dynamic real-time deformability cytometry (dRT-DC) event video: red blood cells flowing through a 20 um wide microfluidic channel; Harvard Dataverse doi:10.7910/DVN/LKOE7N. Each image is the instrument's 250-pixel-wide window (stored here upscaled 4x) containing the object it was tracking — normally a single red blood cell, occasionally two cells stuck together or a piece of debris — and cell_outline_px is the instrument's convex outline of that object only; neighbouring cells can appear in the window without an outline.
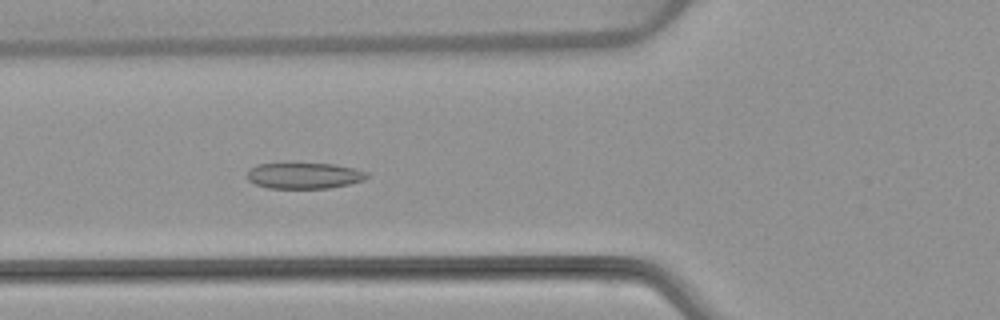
{"species": "common noctule bat (a hibernating species)", "species_latin": "Nyctalus noctula", "temperature_condition": "warm", "stored_images_in_passage": 52, "camera_frame_rate_fps": 3000, "um_per_image_px": 0.085, "animal": {"sex": "female", "body_mass_g": 22.7, "forearm_length_mm": 54.2}, "frame": {"image": 1, "passage_image": 19, "time_ms": 6.0, "image_size_px": [1000, 320], "cell_outline_px": [[368, 176], [364, 180], [348, 184], [328, 188], [268, 188], [256, 184], [248, 180], [248, 172], [256, 164], [336, 164], [356, 168], [368, 172]], "centroid_in_image_um": [25.9, 14.93], "position_along_channel_um": 99.9, "area_um2": 17.98}}
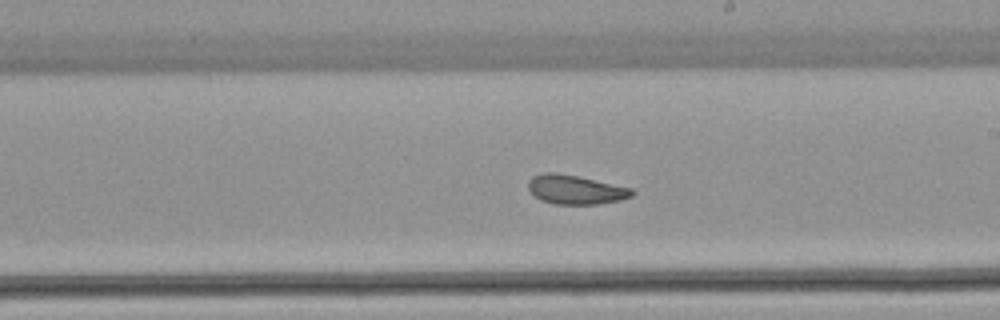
{"frame": {"image": 2, "passage_image": 30, "time_ms": 9.667, "image_size_px": [1000, 320], "cell_outline_px": [[636, 192], [632, 196], [620, 200], [600, 204], [556, 204], [540, 200], [528, 188], [528, 180], [532, 176], [544, 172], [556, 172], [576, 176], [632, 188]], "centroid_in_image_um": [48.92, 16.12], "position_along_channel_um": 240.1, "area_um2": 17.57}}
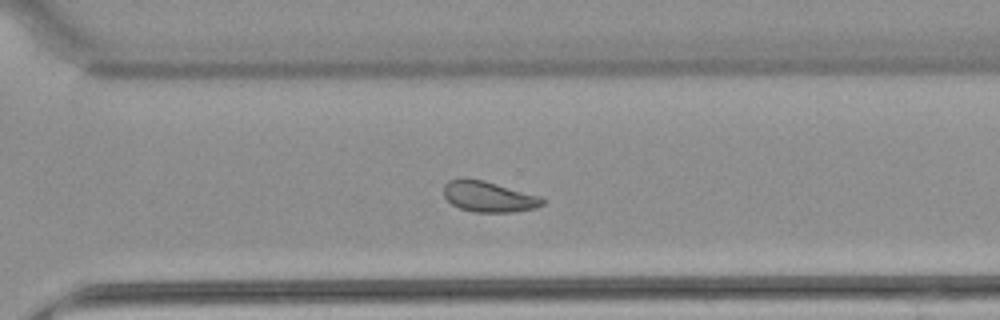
{"frame": {"image": 3, "passage_image": 37, "time_ms": 12.0, "image_size_px": [1000, 320], "cell_outline_px": [[544, 204], [536, 208], [512, 212], [476, 212], [460, 208], [452, 204], [444, 196], [444, 184], [448, 180], [460, 176], [464, 176], [484, 180], [540, 196], [544, 200]], "centroid_in_image_um": [41.5, 16.68], "position_along_channel_um": 329.1, "area_um2": 17.92}, "authors_computed_cell_mechanics": {"area_um2": 18.9584, "velocity_mm_per_s": 3.8192, "shape_relaxation_time_tau1_ms": 8.8461, "shape_relaxation_time_tau2_ms": 2.4037, "deformation_change_tau1": 0.1591, "deformation_change_tau2": 0.0792}}